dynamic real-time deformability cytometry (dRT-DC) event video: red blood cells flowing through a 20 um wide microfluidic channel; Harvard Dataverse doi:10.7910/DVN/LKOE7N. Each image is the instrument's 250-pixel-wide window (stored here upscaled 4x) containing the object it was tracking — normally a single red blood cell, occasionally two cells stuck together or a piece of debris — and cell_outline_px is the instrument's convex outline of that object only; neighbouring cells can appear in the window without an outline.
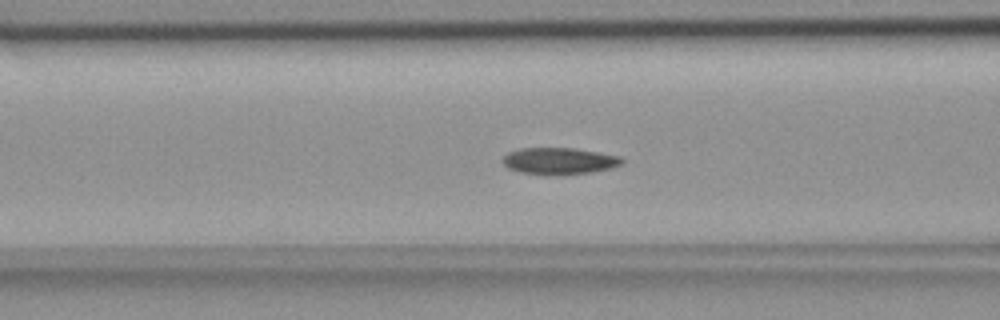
{"species": "common noctule bat (a hibernating species)", "species_latin": "Nyctalus noctula", "temperature_condition": "room temperature", "stored_images_in_passage": 47, "camera_frame_rate_fps": 3000, "um_per_image_px": 0.085, "animal": {"sex": "female", "body_mass_g": 18.4}, "frame": {"image": 1, "passage_image": 18, "time_ms": 5.667, "image_size_px": [1000, 320], "cell_outline_px": [[624, 160], [620, 164], [612, 168], [592, 172], [552, 176], [520, 172], [508, 168], [500, 160], [508, 152], [520, 148], [576, 148], [600, 152], [620, 156]], "centroid_in_image_um": [47.52, 13.69], "position_along_channel_um": 119.1, "area_um2": 18.84}}
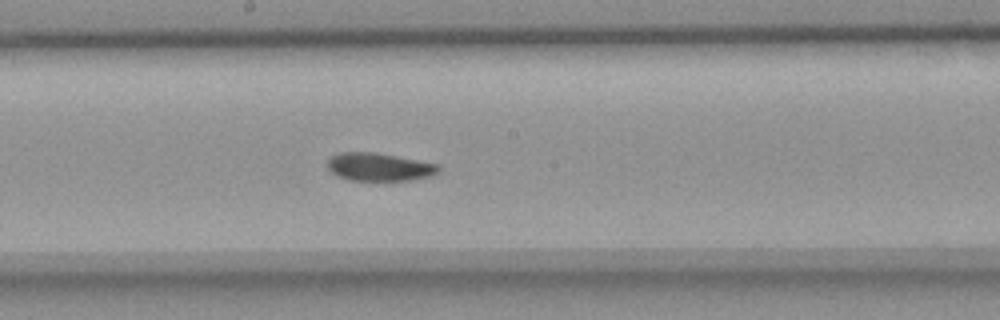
{"frame": {"image": 2, "passage_image": 26, "time_ms": 8.333, "image_size_px": [1000, 320], "cell_outline_px": [[440, 172], [432, 176], [412, 180], [348, 180], [336, 176], [328, 168], [328, 160], [332, 156], [340, 152], [376, 152], [440, 164]], "centroid_in_image_um": [32.27, 14.19], "position_along_channel_um": 215.9, "area_um2": 18.32}}
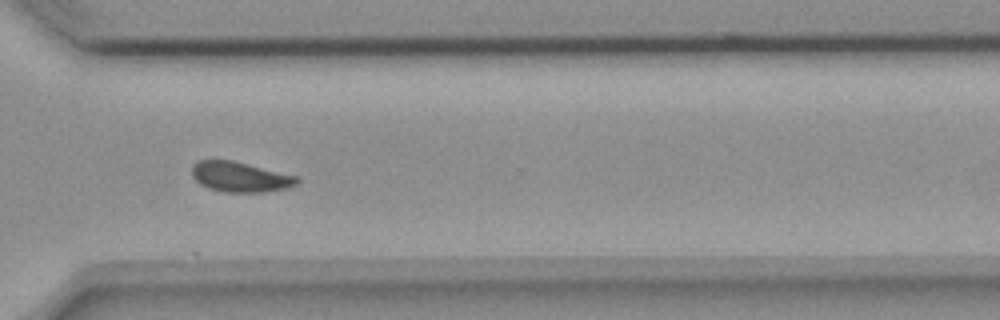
{"frame": {"image": 3, "passage_image": 37, "time_ms": 12.0, "image_size_px": [1000, 320], "cell_outline_px": [[300, 180], [296, 184], [288, 188], [264, 192], [224, 192], [208, 188], [200, 184], [192, 176], [192, 164], [200, 160], [232, 160], [300, 176]], "centroid_in_image_um": [20.44, 15.03], "position_along_channel_um": 350.2, "area_um2": 18.67}, "authors_computed_cell_mechanics": {"area_um2": 19.0162, "velocity_mm_per_s": 3.6506, "shape_relaxation_time_tau1_ms": 9.6243, "shape_relaxation_time_tau2_ms": 3.3223, "deformation_change_tau1": 0.1668, "deformation_change_tau2": 0.063}}